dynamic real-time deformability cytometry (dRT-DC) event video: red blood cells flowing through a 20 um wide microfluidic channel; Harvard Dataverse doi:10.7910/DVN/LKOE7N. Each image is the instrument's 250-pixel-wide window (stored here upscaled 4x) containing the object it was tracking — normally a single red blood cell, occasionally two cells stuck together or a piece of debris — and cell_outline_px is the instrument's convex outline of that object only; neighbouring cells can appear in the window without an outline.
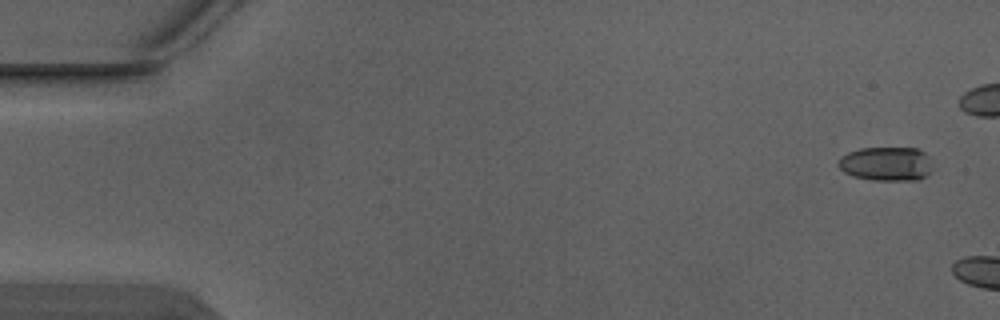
{"species": "Egyptian fruit bat (a non-hibernating species)", "species_latin": "Rousettus aegyptiacus", "temperature_condition": "warm", "stored_images_in_passage": 3, "camera_frame_rate_fps": 3000, "um_per_image_px": 0.085, "animal": {"sex": "male"}, "frame": {"image": 1, "passage_image": 1, "time_ms": 0.0, "image_size_px": [1000, 320], "cell_outline_px": [[936, 168], [932, 172], [916, 180], [876, 180], [852, 176], [844, 172], [836, 164], [840, 156], [848, 152], [860, 148], [916, 148], [924, 152], [928, 156]], "centroid_in_image_um": [75.36, 13.92], "position_along_channel_um": 9.6, "area_um2": 19.02}}